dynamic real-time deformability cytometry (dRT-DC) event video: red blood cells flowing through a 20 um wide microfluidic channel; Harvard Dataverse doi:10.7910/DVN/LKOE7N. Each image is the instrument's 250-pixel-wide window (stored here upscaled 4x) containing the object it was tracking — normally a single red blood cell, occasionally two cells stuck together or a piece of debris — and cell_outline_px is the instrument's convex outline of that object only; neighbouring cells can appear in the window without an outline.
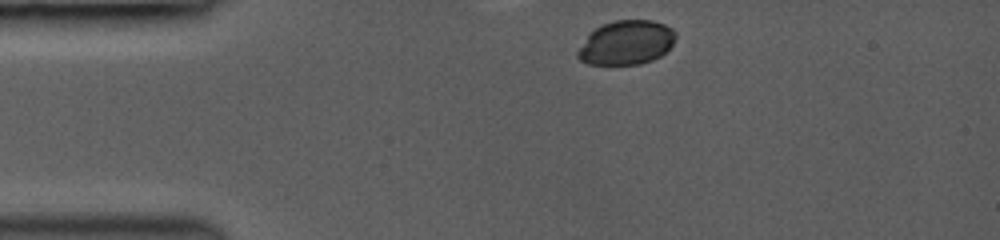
{"species": "common noctule bat (a hibernating species)", "species_latin": "Nyctalus noctula", "temperature_condition": "room temperature", "stored_images_in_passage": 3, "camera_frame_rate_fps": 3000, "um_per_image_px": 0.085, "animal": {"sex": "female", "body_mass_g": 19.0, "forearm_length_mm": 53.3}, "frame": {"image": 1, "passage_image": 1, "time_ms": 0.0, "image_size_px": [1000, 240], "cell_outline_px": [[676, 36], [672, 44], [660, 56], [652, 60], [640, 64], [588, 64], [580, 60], [576, 56], [576, 52], [588, 36], [596, 28], [612, 20], [652, 20], [664, 24], [672, 28], [676, 32]], "centroid_in_image_um": [53.24, 3.62], "position_along_channel_um": 31.8, "area_um2": 25.03}}